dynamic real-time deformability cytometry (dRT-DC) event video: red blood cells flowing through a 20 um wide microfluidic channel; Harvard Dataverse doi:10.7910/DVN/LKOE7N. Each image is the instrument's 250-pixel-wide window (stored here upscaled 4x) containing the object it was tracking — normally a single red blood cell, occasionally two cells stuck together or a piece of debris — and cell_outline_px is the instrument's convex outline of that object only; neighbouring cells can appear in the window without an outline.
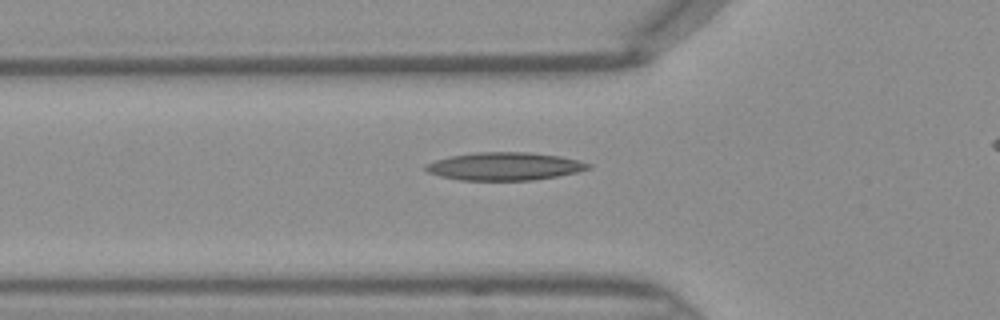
{"species": "Egyptian fruit bat (a non-hibernating species)", "species_latin": "Rousettus aegyptiacus", "temperature_condition": "warm", "stored_images_in_passage": 27, "camera_frame_rate_fps": 3000, "um_per_image_px": 0.085, "frame": {"image": 1, "passage_image": 2, "time_ms": 0.333, "image_size_px": [1000, 320], "cell_outline_px": [[592, 168], [576, 172], [556, 176], [532, 180], [460, 180], [440, 176], [428, 172], [424, 168], [424, 164], [436, 160], [452, 156], [476, 152], [528, 152], [560, 156], [580, 160], [592, 164]], "centroid_in_image_um": [42.9, 14.13], "position_along_channel_um": 82.9, "area_um2": 26.41}}
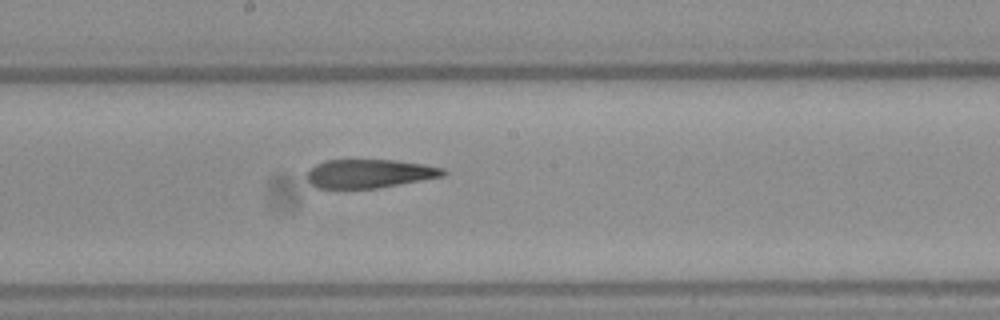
{"frame": {"image": 2, "passage_image": 11, "time_ms": 3.333, "image_size_px": [1000, 320], "cell_outline_px": [[448, 172], [444, 176], [376, 188], [316, 188], [304, 176], [316, 164], [324, 160], [392, 160], [424, 164], [444, 168]], "centroid_in_image_um": [31.4, 14.75], "position_along_channel_um": 216.8, "area_um2": 22.66}}
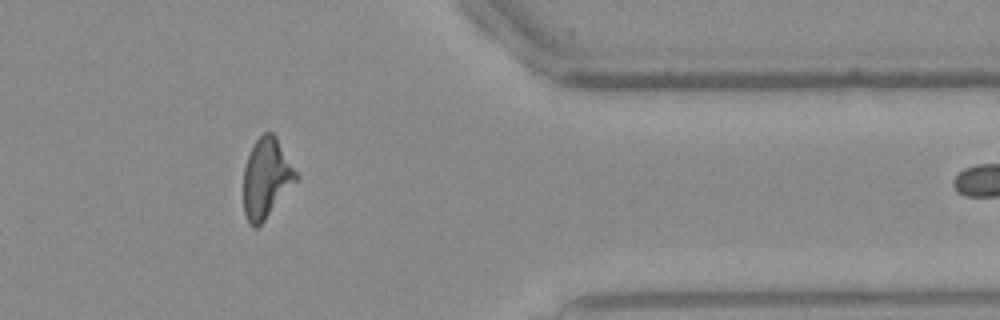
{"frame": {"image": 3, "passage_image": 24, "time_ms": 7.667, "image_size_px": [1000, 320], "cell_outline_px": [[300, 180], [264, 220], [256, 228], [252, 228], [248, 224], [244, 212], [244, 168], [248, 156], [256, 140], [264, 132], [272, 132], [276, 136], [300, 176]], "centroid_in_image_um": [22.68, 15.16], "position_along_channel_um": 388.7, "area_um2": 24.74}}